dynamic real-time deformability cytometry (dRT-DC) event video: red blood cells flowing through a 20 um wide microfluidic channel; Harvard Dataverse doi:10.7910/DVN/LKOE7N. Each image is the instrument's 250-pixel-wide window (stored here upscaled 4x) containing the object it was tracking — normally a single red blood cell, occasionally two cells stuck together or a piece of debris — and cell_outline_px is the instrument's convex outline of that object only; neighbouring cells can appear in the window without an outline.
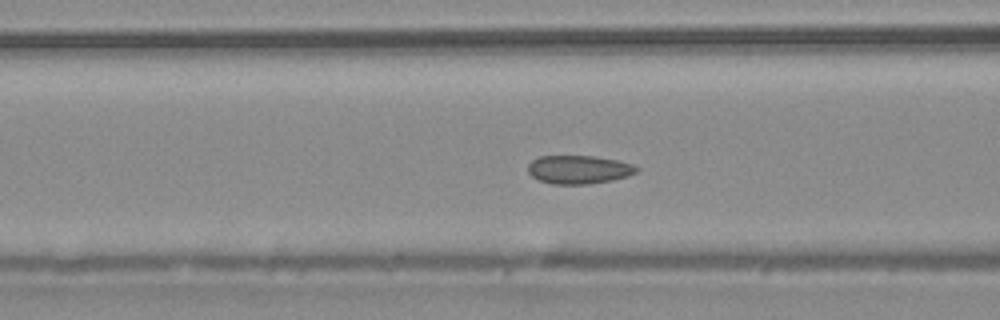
{"species": "common noctule bat (a hibernating species)", "species_latin": "Nyctalus noctula", "temperature_condition": "warm", "stored_images_in_passage": 52, "camera_frame_rate_fps": 3000, "um_per_image_px": 0.085, "animal": {"sex": "male", "body_mass_g": 20.4}, "frame": {"image": 1, "passage_image": 21, "time_ms": 6.667, "image_size_px": [1000, 320], "cell_outline_px": [[640, 168], [636, 172], [628, 176], [612, 180], [588, 184], [552, 184], [540, 180], [532, 176], [528, 172], [528, 164], [532, 160], [540, 156], [592, 156], [616, 160], [632, 164]], "centroid_in_image_um": [49.19, 14.41], "position_along_channel_um": 117.4, "area_um2": 17.92}}
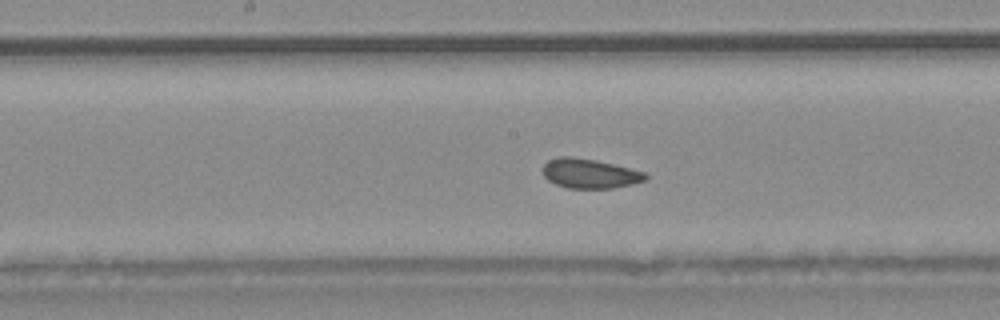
{"frame": {"image": 2, "passage_image": 27, "time_ms": 8.667, "image_size_px": [1000, 320], "cell_outline_px": [[648, 176], [644, 180], [632, 184], [612, 188], [568, 188], [556, 184], [548, 180], [544, 176], [544, 164], [548, 160], [560, 156], [572, 156], [596, 160], [644, 172]], "centroid_in_image_um": [50.1, 14.74], "position_along_channel_um": 198.1, "area_um2": 17.46}}
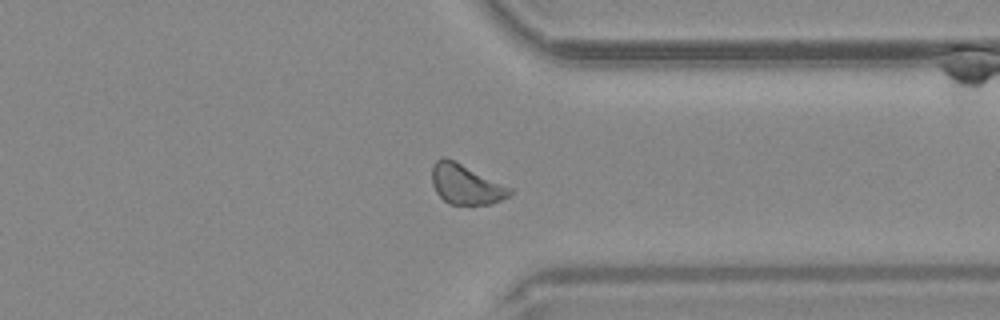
{"frame": {"image": 3, "passage_image": 40, "time_ms": 13.0, "image_size_px": [1000, 320], "cell_outline_px": [[512, 196], [492, 204], [472, 208], [448, 204], [436, 192], [432, 184], [432, 164], [440, 156], [444, 156], [512, 188]], "centroid_in_image_um": [39.61, 15.73], "position_along_channel_um": 371.8, "area_um2": 18.73}, "authors_computed_cell_mechanics": {"area_um2": 18.2937, "velocity_mm_per_s": 4.0317, "shape_relaxation_time_tau1_ms": null, "shape_relaxation_time_tau2_ms": 1.1722, "deformation_change_tau1": null, "deformation_change_tau2": 0.0445}}